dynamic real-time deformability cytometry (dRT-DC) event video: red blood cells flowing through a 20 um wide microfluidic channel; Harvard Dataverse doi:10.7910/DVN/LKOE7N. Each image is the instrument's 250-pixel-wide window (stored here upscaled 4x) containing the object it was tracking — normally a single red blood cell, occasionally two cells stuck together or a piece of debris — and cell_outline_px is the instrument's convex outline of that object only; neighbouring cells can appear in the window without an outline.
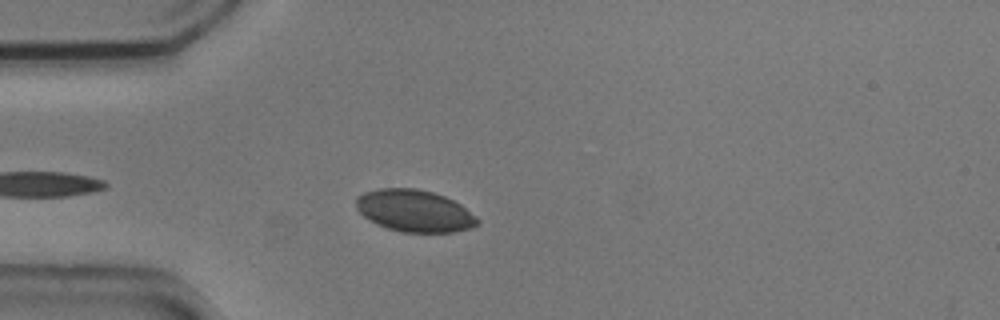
{"species": "common noctule bat (a hibernating species)", "species_latin": "Nyctalus noctula", "temperature_condition": "cold", "stored_images_in_passage": 4, "camera_frame_rate_fps": 3000, "um_per_image_px": 0.085, "animal": {"sex": "male", "body_mass_g": 20.5, "forearm_length_mm": 52.5}, "frame": {"image": 1, "passage_image": 4, "time_ms": 1.0, "image_size_px": [1000, 320], "cell_outline_px": [[480, 224], [472, 228], [452, 232], [404, 232], [388, 228], [376, 224], [368, 220], [356, 208], [356, 196], [364, 192], [380, 188], [416, 188], [432, 192], [444, 196], [460, 204], [476, 216], [480, 220]], "centroid_in_image_um": [35.23, 17.92], "position_along_channel_um": 49.8, "area_um2": 29.77}}